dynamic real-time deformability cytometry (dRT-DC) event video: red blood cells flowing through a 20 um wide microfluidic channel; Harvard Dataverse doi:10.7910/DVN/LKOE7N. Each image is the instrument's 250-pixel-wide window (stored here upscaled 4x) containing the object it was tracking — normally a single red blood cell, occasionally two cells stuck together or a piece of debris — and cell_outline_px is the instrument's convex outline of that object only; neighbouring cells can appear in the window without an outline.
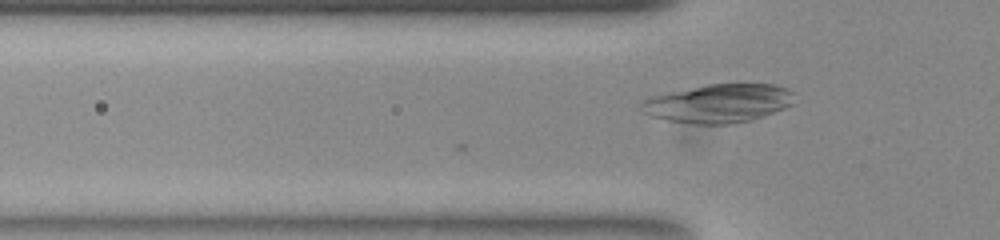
{"species": "common noctule bat (a hibernating species)", "species_latin": "Nyctalus noctula", "temperature_condition": "room temperature", "stored_images_in_passage": 2, "camera_frame_rate_fps": 3000, "um_per_image_px": 0.085, "animal": {"sex": "female", "body_mass_g": 23.0, "forearm_length_mm": 53.4}, "frame": {"image": 1, "passage_image": 2, "time_ms": 0.333, "image_size_px": [1000, 240], "cell_outline_px": [[796, 92], [792, 104], [784, 108], [752, 120], [732, 124], [692, 124], [668, 120], [652, 116], [644, 112], [640, 104], [648, 96], [708, 84], [772, 84]], "centroid_in_image_um": [61.08, 8.78], "position_along_channel_um": 64.7, "area_um2": 34.39}}